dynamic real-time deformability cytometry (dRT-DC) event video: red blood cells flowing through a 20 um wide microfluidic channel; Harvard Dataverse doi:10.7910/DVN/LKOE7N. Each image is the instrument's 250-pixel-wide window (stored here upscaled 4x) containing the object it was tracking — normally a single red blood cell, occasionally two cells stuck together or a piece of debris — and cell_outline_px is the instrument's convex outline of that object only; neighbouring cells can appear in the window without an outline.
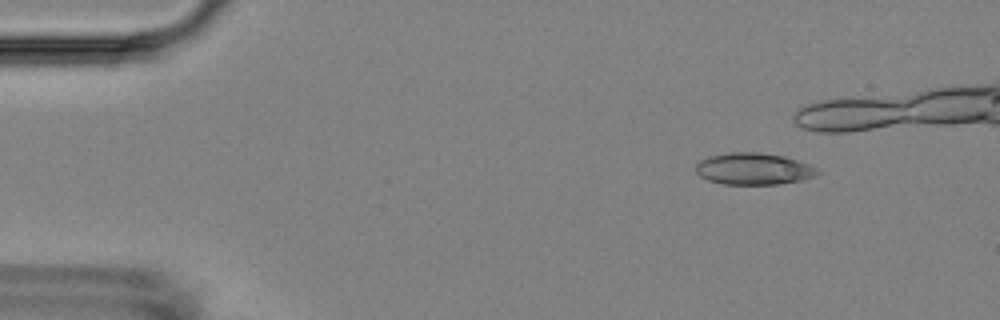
{"species": "Egyptian fruit bat (a non-hibernating species)", "species_latin": "Rousettus aegyptiacus", "temperature_condition": "room temperature", "stored_images_in_passage": 8, "camera_frame_rate_fps": 3000, "um_per_image_px": 0.085, "animal": {"sex": "female"}, "frame": {"image": 1, "passage_image": 1, "time_ms": 0.0, "image_size_px": [1000, 320], "cell_outline_px": [[820, 172], [816, 176], [800, 180], [776, 184], [724, 184], [708, 180], [700, 176], [696, 172], [696, 164], [700, 160], [708, 156], [732, 152], [756, 152], [784, 156], [808, 164], [816, 168]], "centroid_in_image_um": [64.03, 14.35], "position_along_channel_um": 21.0, "area_um2": 22.37}}